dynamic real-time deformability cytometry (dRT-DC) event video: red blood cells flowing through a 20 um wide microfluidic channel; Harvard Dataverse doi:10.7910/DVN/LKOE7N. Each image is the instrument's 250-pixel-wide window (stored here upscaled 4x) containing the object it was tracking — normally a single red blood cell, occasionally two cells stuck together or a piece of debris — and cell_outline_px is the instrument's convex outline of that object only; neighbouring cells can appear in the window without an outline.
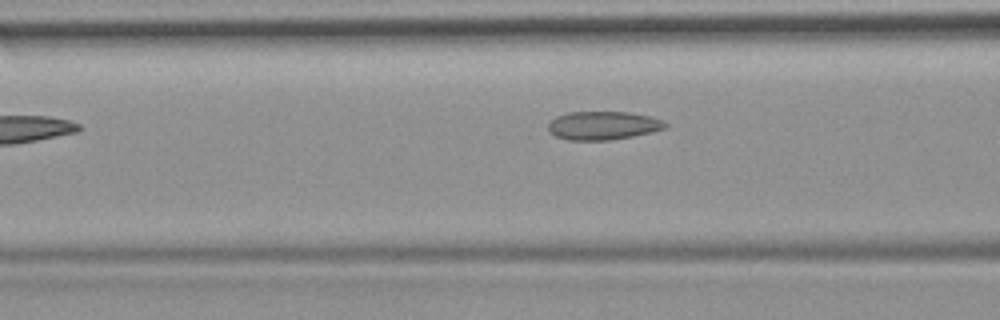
{"species": "common noctule bat (a hibernating species)", "species_latin": "Nyctalus noctula", "temperature_condition": "room temperature", "stored_images_in_passage": 27, "camera_frame_rate_fps": 3000, "um_per_image_px": 0.085, "animal": {"sex": "female", "body_mass_g": 19.9}, "frame": {"image": 1, "passage_image": 5, "time_ms": 1.333, "image_size_px": [1000, 320], "cell_outline_px": [[668, 124], [664, 128], [652, 132], [632, 136], [608, 140], [568, 140], [556, 136], [548, 132], [548, 124], [556, 116], [568, 112], [628, 112], [648, 116], [664, 120]], "centroid_in_image_um": [51.24, 10.67], "position_along_channel_um": 115.4, "area_um2": 19.36}}